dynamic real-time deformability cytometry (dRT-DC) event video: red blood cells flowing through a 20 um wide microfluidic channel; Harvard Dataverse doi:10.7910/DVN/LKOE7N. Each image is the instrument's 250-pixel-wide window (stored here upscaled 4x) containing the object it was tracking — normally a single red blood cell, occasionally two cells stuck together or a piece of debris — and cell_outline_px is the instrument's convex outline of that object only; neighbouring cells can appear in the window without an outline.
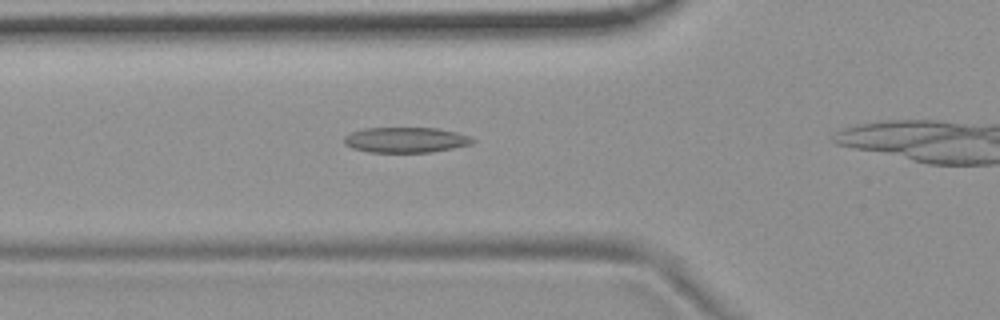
{"species": "common noctule bat (a hibernating species)", "species_latin": "Nyctalus noctula", "temperature_condition": "room temperature", "stored_images_in_passage": 26, "camera_frame_rate_fps": 3000, "um_per_image_px": 0.085, "animal": {"sex": "female", "body_mass_g": 19.9}, "frame": {"image": 1, "passage_image": 8, "time_ms": 2.333, "image_size_px": [1000, 320], "cell_outline_px": [[476, 140], [472, 144], [432, 152], [368, 152], [352, 148], [344, 144], [344, 136], [352, 132], [364, 128], [436, 128], [456, 132], [472, 136]], "centroid_in_image_um": [34.5, 11.89], "position_along_channel_um": 91.3, "area_um2": 19.07}}
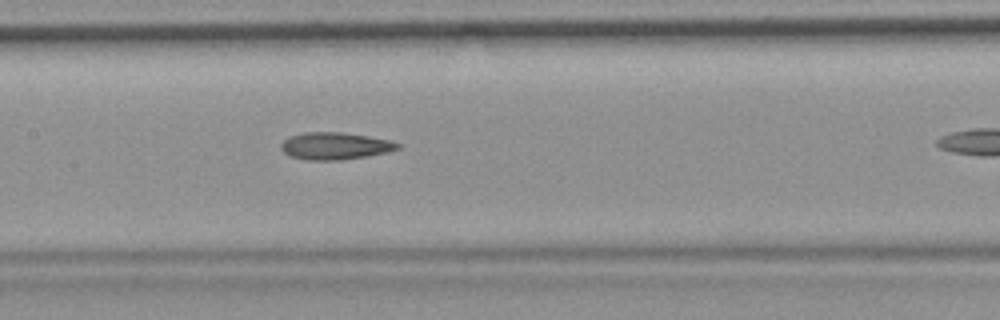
{"frame": {"image": 2, "passage_image": 15, "time_ms": 4.667, "image_size_px": [1000, 320], "cell_outline_px": [[400, 148], [368, 156], [340, 160], [308, 160], [292, 156], [284, 152], [280, 148], [280, 144], [288, 136], [304, 132], [344, 132], [392, 140], [400, 144]], "centroid_in_image_um": [28.47, 12.39], "position_along_channel_um": 178.9, "area_um2": 18.5}}
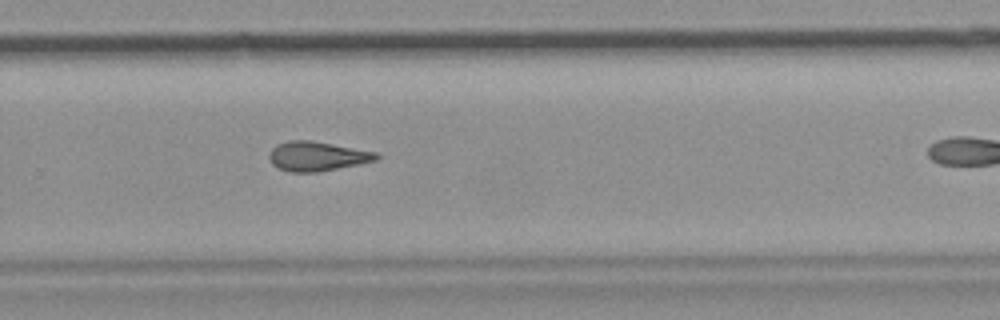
{"frame": {"image": 3, "passage_image": 25, "time_ms": 8.0, "image_size_px": [1000, 320], "cell_outline_px": [[380, 156], [376, 160], [360, 164], [316, 172], [288, 172], [272, 164], [268, 156], [272, 148], [276, 144], [292, 140], [308, 140], [380, 152]], "centroid_in_image_um": [26.97, 13.28], "position_along_channel_um": 302.8, "area_um2": 18.38}}